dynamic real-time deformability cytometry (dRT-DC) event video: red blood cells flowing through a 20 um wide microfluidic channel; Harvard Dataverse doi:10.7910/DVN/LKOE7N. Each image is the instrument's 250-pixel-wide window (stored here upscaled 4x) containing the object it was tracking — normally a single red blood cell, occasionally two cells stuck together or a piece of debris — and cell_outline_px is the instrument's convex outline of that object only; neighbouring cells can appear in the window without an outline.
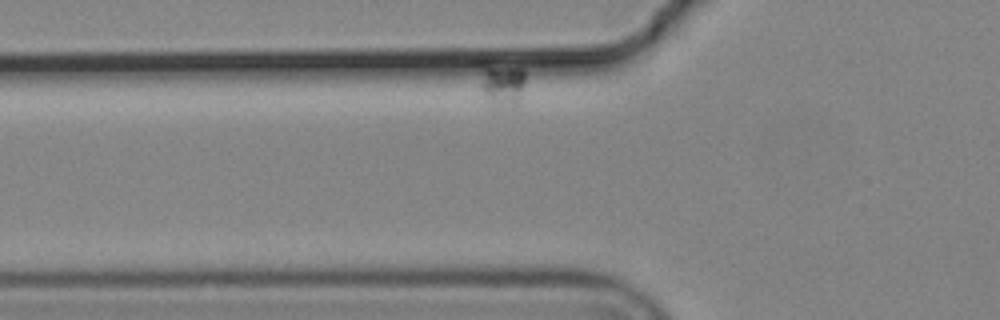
{"species": "common noctule bat (a hibernating species)", "species_latin": "Nyctalus noctula", "temperature_condition": "cold", "stored_images_in_passage": 5, "camera_frame_rate_fps": 3000, "um_per_image_px": 0.085, "animal": {"sex": "male", "body_mass_g": 19.2, "forearm_length_mm": 51.8}, "frame": {"image": 1, "passage_image": 2, "time_ms": 0.333, "image_size_px": [1000, 320], "cell_outline_px": [[524, 84], [520, 104], [512, 108], [496, 104], [488, 100], [480, 84], [480, 60], [488, 60], [524, 68]], "centroid_in_image_um": [42.67, 7.05], "position_along_channel_um": 83.1, "area_um2": 12.2}}